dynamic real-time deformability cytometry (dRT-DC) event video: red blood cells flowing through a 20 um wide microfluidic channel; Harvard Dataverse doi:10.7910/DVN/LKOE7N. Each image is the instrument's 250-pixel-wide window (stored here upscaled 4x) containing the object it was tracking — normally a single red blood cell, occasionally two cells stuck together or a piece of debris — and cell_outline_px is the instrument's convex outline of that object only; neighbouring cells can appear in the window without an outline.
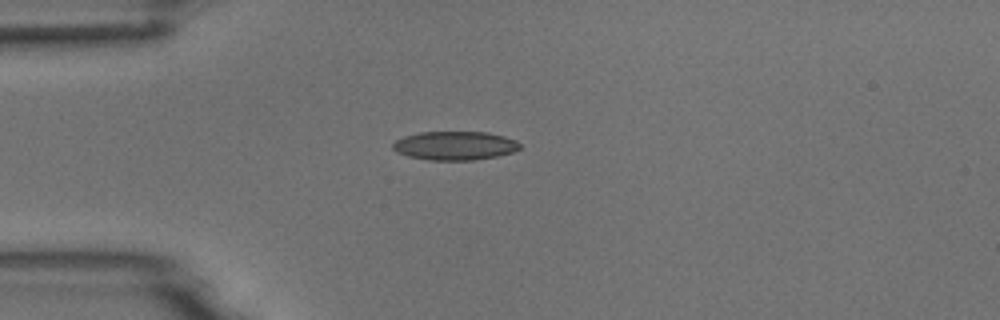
{"species": "common noctule bat (a hibernating species)", "species_latin": "Nyctalus noctula", "temperature_condition": "room temperature", "stored_images_in_passage": 1, "camera_frame_rate_fps": 3000, "um_per_image_px": 0.085, "animal": {"sex": "male", "body_mass_g": 18.8}, "frame": {"image": 1, "passage_image": 1, "time_ms": 0.0, "image_size_px": [1000, 320], "cell_outline_px": [[520, 148], [512, 152], [496, 156], [472, 160], [428, 160], [408, 156], [396, 152], [392, 148], [392, 144], [396, 140], [404, 136], [420, 132], [488, 132], [504, 136], [516, 140], [520, 144]], "centroid_in_image_um": [38.64, 12.38], "position_along_channel_um": 46.4, "area_um2": 21.27}}